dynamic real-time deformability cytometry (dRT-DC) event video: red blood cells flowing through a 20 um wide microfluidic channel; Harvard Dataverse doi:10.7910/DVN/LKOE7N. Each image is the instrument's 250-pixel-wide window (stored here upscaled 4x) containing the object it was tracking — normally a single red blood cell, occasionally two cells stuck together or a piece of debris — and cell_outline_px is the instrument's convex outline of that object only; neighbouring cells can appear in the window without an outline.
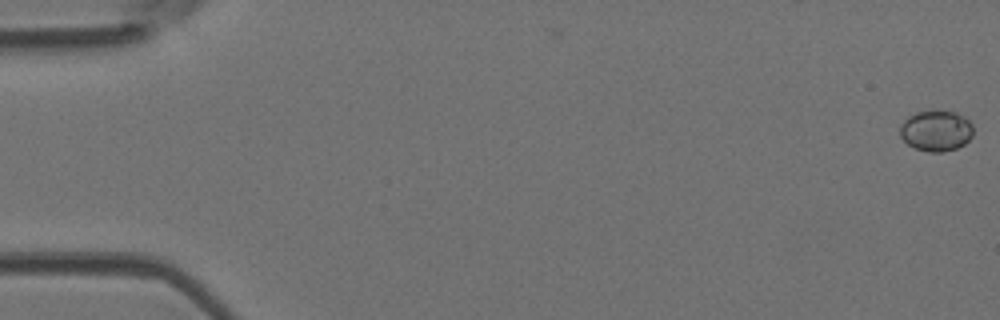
{"species": "Egyptian fruit bat (a non-hibernating species)", "species_latin": "Rousettus aegyptiacus", "temperature_condition": "room temperature", "stored_images_in_passage": 5, "camera_frame_rate_fps": 3000, "um_per_image_px": 0.085, "animal": {"sex": "female"}, "frame": {"image": 1, "passage_image": 1, "time_ms": 0.0, "image_size_px": [1000, 320], "cell_outline_px": [[972, 136], [964, 144], [956, 148], [944, 152], [928, 152], [916, 148], [908, 144], [900, 136], [900, 124], [908, 116], [916, 112], [932, 108], [956, 112], [964, 116], [972, 124]], "centroid_in_image_um": [79.56, 11.07], "position_along_channel_um": 5.4, "area_um2": 17.8}}
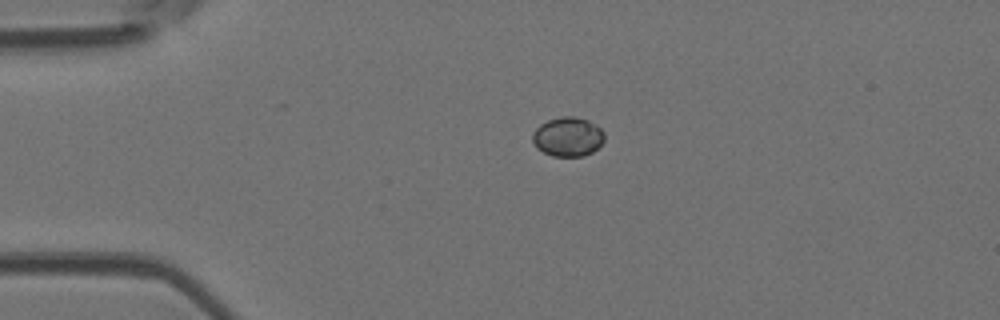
{"frame": {"image": 2, "passage_image": 4, "time_ms": 1.0, "image_size_px": [1000, 320], "cell_outline_px": [[604, 140], [592, 152], [584, 156], [552, 156], [536, 148], [532, 140], [532, 132], [540, 124], [548, 120], [560, 116], [576, 116], [588, 120], [596, 124], [604, 132]], "centroid_in_image_um": [48.25, 11.61], "position_along_channel_um": 36.7, "area_um2": 16.59}}